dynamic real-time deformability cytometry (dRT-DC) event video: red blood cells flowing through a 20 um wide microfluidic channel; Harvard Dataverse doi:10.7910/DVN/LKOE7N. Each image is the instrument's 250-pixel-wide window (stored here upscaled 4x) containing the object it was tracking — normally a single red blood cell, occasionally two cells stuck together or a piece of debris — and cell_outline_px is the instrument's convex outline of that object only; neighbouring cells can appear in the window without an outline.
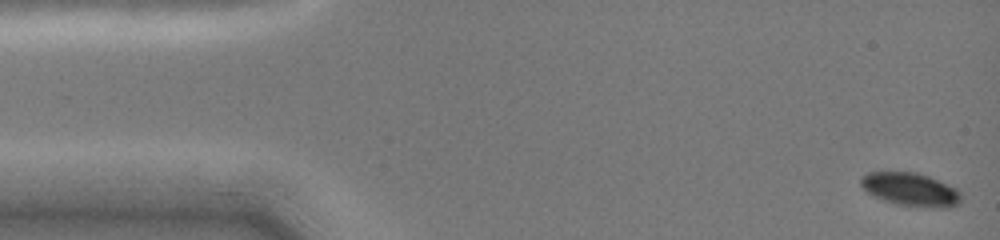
{"species": "common noctule bat (a hibernating species)", "species_latin": "Nyctalus noctula", "temperature_condition": "cold", "stored_images_in_passage": 15, "camera_frame_rate_fps": 3000, "um_per_image_px": 0.085, "animal": {"sex": "female", "body_mass_g": 19.0, "forearm_length_mm": 51.5}, "frame": {"image": 1, "passage_image": 1, "time_ms": 0.0, "image_size_px": [1000, 240], "cell_outline_px": [[960, 204], [948, 208], [924, 208], [896, 204], [884, 200], [868, 192], [860, 184], [860, 176], [868, 172], [916, 172], [928, 176], [956, 188], [960, 192]], "centroid_in_image_um": [77.41, 16.11], "position_along_channel_um": 7.6, "area_um2": 19.54}}
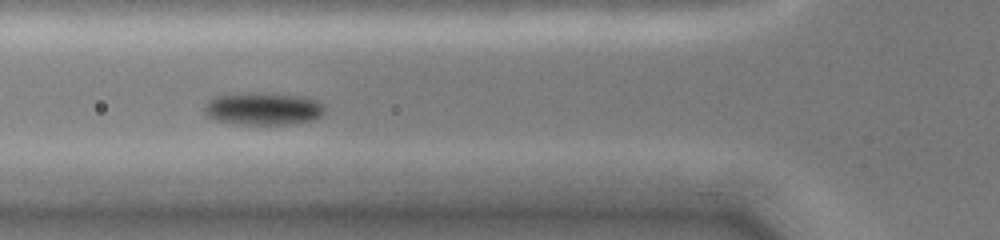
{"frame": {"image": 2, "passage_image": 9, "time_ms": 5.333, "image_size_px": [1000, 240], "cell_outline_px": [[324, 112], [320, 116], [312, 120], [292, 124], [232, 124], [216, 120], [208, 116], [204, 112], [204, 104], [208, 100], [216, 96], [236, 92], [260, 92], [308, 96], [324, 104]], "centroid_in_image_um": [22.35, 9.22], "position_along_channel_um": 103.4, "area_um2": 23.41}}
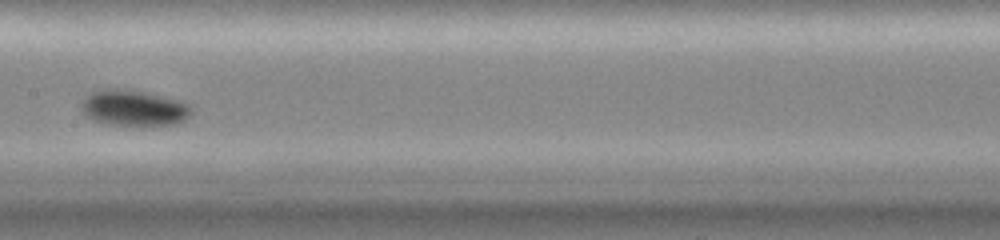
{"frame": {"image": 3, "passage_image": 13, "time_ms": 7.667, "image_size_px": [1000, 240], "cell_outline_px": [[192, 116], [176, 124], [144, 128], [140, 128], [104, 124], [92, 120], [84, 116], [80, 108], [80, 104], [84, 96], [92, 92], [108, 88], [124, 88], [148, 92], [180, 100], [188, 104], [192, 108]], "centroid_in_image_um": [11.36, 9.22], "position_along_channel_um": 196.0, "area_um2": 24.45}}